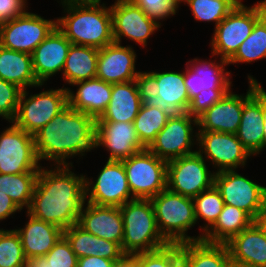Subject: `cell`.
I'll list each match as a JSON object with an SVG mask.
<instances>
[{"label": "cell", "instance_id": "obj_1", "mask_svg": "<svg viewBox=\"0 0 266 267\" xmlns=\"http://www.w3.org/2000/svg\"><path fill=\"white\" fill-rule=\"evenodd\" d=\"M69 165L50 170L41 167L30 208L33 217L52 223L62 230L77 224L85 200V176L77 175Z\"/></svg>", "mask_w": 266, "mask_h": 267}, {"label": "cell", "instance_id": "obj_2", "mask_svg": "<svg viewBox=\"0 0 266 267\" xmlns=\"http://www.w3.org/2000/svg\"><path fill=\"white\" fill-rule=\"evenodd\" d=\"M33 137L39 161L73 166L66 159L96 148V119L68 104Z\"/></svg>", "mask_w": 266, "mask_h": 267}, {"label": "cell", "instance_id": "obj_3", "mask_svg": "<svg viewBox=\"0 0 266 267\" xmlns=\"http://www.w3.org/2000/svg\"><path fill=\"white\" fill-rule=\"evenodd\" d=\"M64 13L57 28L73 45L102 49L114 42L110 6L101 1L61 0Z\"/></svg>", "mask_w": 266, "mask_h": 267}, {"label": "cell", "instance_id": "obj_4", "mask_svg": "<svg viewBox=\"0 0 266 267\" xmlns=\"http://www.w3.org/2000/svg\"><path fill=\"white\" fill-rule=\"evenodd\" d=\"M124 235L121 249L136 254L157 250L169 244L161 235L150 199H133L120 206Z\"/></svg>", "mask_w": 266, "mask_h": 267}, {"label": "cell", "instance_id": "obj_5", "mask_svg": "<svg viewBox=\"0 0 266 267\" xmlns=\"http://www.w3.org/2000/svg\"><path fill=\"white\" fill-rule=\"evenodd\" d=\"M158 229L169 243L202 240V235L188 236V229L195 226L196 216L193 198L173 193L168 189L150 199Z\"/></svg>", "mask_w": 266, "mask_h": 267}, {"label": "cell", "instance_id": "obj_6", "mask_svg": "<svg viewBox=\"0 0 266 267\" xmlns=\"http://www.w3.org/2000/svg\"><path fill=\"white\" fill-rule=\"evenodd\" d=\"M266 14V0L251 7L238 5L214 28L211 40L212 56L229 60L250 36L255 24Z\"/></svg>", "mask_w": 266, "mask_h": 267}, {"label": "cell", "instance_id": "obj_7", "mask_svg": "<svg viewBox=\"0 0 266 267\" xmlns=\"http://www.w3.org/2000/svg\"><path fill=\"white\" fill-rule=\"evenodd\" d=\"M142 102L146 106L158 107L170 116L185 113L190 99L181 72H142Z\"/></svg>", "mask_w": 266, "mask_h": 267}, {"label": "cell", "instance_id": "obj_8", "mask_svg": "<svg viewBox=\"0 0 266 267\" xmlns=\"http://www.w3.org/2000/svg\"><path fill=\"white\" fill-rule=\"evenodd\" d=\"M134 199H151L167 189V161L148 148L122 160Z\"/></svg>", "mask_w": 266, "mask_h": 267}, {"label": "cell", "instance_id": "obj_9", "mask_svg": "<svg viewBox=\"0 0 266 267\" xmlns=\"http://www.w3.org/2000/svg\"><path fill=\"white\" fill-rule=\"evenodd\" d=\"M22 90L16 116L11 123L34 135L68 105L67 88L49 89L38 94ZM28 96V97H27Z\"/></svg>", "mask_w": 266, "mask_h": 267}, {"label": "cell", "instance_id": "obj_10", "mask_svg": "<svg viewBox=\"0 0 266 267\" xmlns=\"http://www.w3.org/2000/svg\"><path fill=\"white\" fill-rule=\"evenodd\" d=\"M205 162L197 151L167 161V189L190 198L210 189L214 185L215 172H211Z\"/></svg>", "mask_w": 266, "mask_h": 267}, {"label": "cell", "instance_id": "obj_11", "mask_svg": "<svg viewBox=\"0 0 266 267\" xmlns=\"http://www.w3.org/2000/svg\"><path fill=\"white\" fill-rule=\"evenodd\" d=\"M57 27V20L44 19L25 12L0 24V45L4 48L32 54L34 49Z\"/></svg>", "mask_w": 266, "mask_h": 267}, {"label": "cell", "instance_id": "obj_12", "mask_svg": "<svg viewBox=\"0 0 266 267\" xmlns=\"http://www.w3.org/2000/svg\"><path fill=\"white\" fill-rule=\"evenodd\" d=\"M34 137L13 123L0 134V173L39 172Z\"/></svg>", "mask_w": 266, "mask_h": 267}, {"label": "cell", "instance_id": "obj_13", "mask_svg": "<svg viewBox=\"0 0 266 267\" xmlns=\"http://www.w3.org/2000/svg\"><path fill=\"white\" fill-rule=\"evenodd\" d=\"M195 126H198V119L187 112L172 115L148 149L166 161L195 153L197 150L192 151L194 137L196 141L198 137L197 132L193 134Z\"/></svg>", "mask_w": 266, "mask_h": 267}, {"label": "cell", "instance_id": "obj_14", "mask_svg": "<svg viewBox=\"0 0 266 267\" xmlns=\"http://www.w3.org/2000/svg\"><path fill=\"white\" fill-rule=\"evenodd\" d=\"M91 180L85 177V200L91 204L120 207L134 199L122 161L107 160L97 179Z\"/></svg>", "mask_w": 266, "mask_h": 267}, {"label": "cell", "instance_id": "obj_15", "mask_svg": "<svg viewBox=\"0 0 266 267\" xmlns=\"http://www.w3.org/2000/svg\"><path fill=\"white\" fill-rule=\"evenodd\" d=\"M214 185L220 191L224 204L244 210L253 219L266 199V186L253 182L236 170L215 172Z\"/></svg>", "mask_w": 266, "mask_h": 267}, {"label": "cell", "instance_id": "obj_16", "mask_svg": "<svg viewBox=\"0 0 266 267\" xmlns=\"http://www.w3.org/2000/svg\"><path fill=\"white\" fill-rule=\"evenodd\" d=\"M198 153L212 161L216 172L236 170L245 166L250 153L243 147L236 134L217 131H197ZM199 143V144H198ZM204 153V156H203ZM209 159V160H208Z\"/></svg>", "mask_w": 266, "mask_h": 267}, {"label": "cell", "instance_id": "obj_17", "mask_svg": "<svg viewBox=\"0 0 266 267\" xmlns=\"http://www.w3.org/2000/svg\"><path fill=\"white\" fill-rule=\"evenodd\" d=\"M249 89L246 95H238L231 90L198 119V131H217L236 134L242 117L244 101L260 86V83L248 75Z\"/></svg>", "mask_w": 266, "mask_h": 267}, {"label": "cell", "instance_id": "obj_18", "mask_svg": "<svg viewBox=\"0 0 266 267\" xmlns=\"http://www.w3.org/2000/svg\"><path fill=\"white\" fill-rule=\"evenodd\" d=\"M114 42L121 44L122 37L143 46L148 38L161 28L132 1H116L110 6Z\"/></svg>", "mask_w": 266, "mask_h": 267}, {"label": "cell", "instance_id": "obj_19", "mask_svg": "<svg viewBox=\"0 0 266 267\" xmlns=\"http://www.w3.org/2000/svg\"><path fill=\"white\" fill-rule=\"evenodd\" d=\"M136 57L130 45L112 42L99 49L96 77L109 84L140 79L142 72L135 71Z\"/></svg>", "mask_w": 266, "mask_h": 267}, {"label": "cell", "instance_id": "obj_20", "mask_svg": "<svg viewBox=\"0 0 266 267\" xmlns=\"http://www.w3.org/2000/svg\"><path fill=\"white\" fill-rule=\"evenodd\" d=\"M110 152L108 160L122 161L145 147L139 141L133 122L96 121V148Z\"/></svg>", "mask_w": 266, "mask_h": 267}, {"label": "cell", "instance_id": "obj_21", "mask_svg": "<svg viewBox=\"0 0 266 267\" xmlns=\"http://www.w3.org/2000/svg\"><path fill=\"white\" fill-rule=\"evenodd\" d=\"M71 42L56 27L40 45L32 56L34 75L40 84H44L50 77L63 70Z\"/></svg>", "mask_w": 266, "mask_h": 267}, {"label": "cell", "instance_id": "obj_22", "mask_svg": "<svg viewBox=\"0 0 266 267\" xmlns=\"http://www.w3.org/2000/svg\"><path fill=\"white\" fill-rule=\"evenodd\" d=\"M228 65L227 60L222 58L218 63L215 60L208 62L198 58L188 61L184 71V84L189 99L204 89H231L230 72L225 70Z\"/></svg>", "mask_w": 266, "mask_h": 267}, {"label": "cell", "instance_id": "obj_23", "mask_svg": "<svg viewBox=\"0 0 266 267\" xmlns=\"http://www.w3.org/2000/svg\"><path fill=\"white\" fill-rule=\"evenodd\" d=\"M85 204L77 224L85 231L121 246L124 225L120 207Z\"/></svg>", "mask_w": 266, "mask_h": 267}, {"label": "cell", "instance_id": "obj_24", "mask_svg": "<svg viewBox=\"0 0 266 267\" xmlns=\"http://www.w3.org/2000/svg\"><path fill=\"white\" fill-rule=\"evenodd\" d=\"M264 89L260 85L243 104L242 117L236 136L254 156L263 150Z\"/></svg>", "mask_w": 266, "mask_h": 267}, {"label": "cell", "instance_id": "obj_25", "mask_svg": "<svg viewBox=\"0 0 266 267\" xmlns=\"http://www.w3.org/2000/svg\"><path fill=\"white\" fill-rule=\"evenodd\" d=\"M234 267H266V233L253 222L227 243Z\"/></svg>", "mask_w": 266, "mask_h": 267}, {"label": "cell", "instance_id": "obj_26", "mask_svg": "<svg viewBox=\"0 0 266 267\" xmlns=\"http://www.w3.org/2000/svg\"><path fill=\"white\" fill-rule=\"evenodd\" d=\"M142 80L112 84L111 100L96 121L134 122L142 105Z\"/></svg>", "mask_w": 266, "mask_h": 267}, {"label": "cell", "instance_id": "obj_27", "mask_svg": "<svg viewBox=\"0 0 266 267\" xmlns=\"http://www.w3.org/2000/svg\"><path fill=\"white\" fill-rule=\"evenodd\" d=\"M77 91H68V104L75 110L98 119L111 100L112 84L95 77L74 83Z\"/></svg>", "mask_w": 266, "mask_h": 267}, {"label": "cell", "instance_id": "obj_28", "mask_svg": "<svg viewBox=\"0 0 266 267\" xmlns=\"http://www.w3.org/2000/svg\"><path fill=\"white\" fill-rule=\"evenodd\" d=\"M29 221L25 227L15 229L20 235L26 258L45 256L63 236V230L55 224L44 222L27 212Z\"/></svg>", "mask_w": 266, "mask_h": 267}, {"label": "cell", "instance_id": "obj_29", "mask_svg": "<svg viewBox=\"0 0 266 267\" xmlns=\"http://www.w3.org/2000/svg\"><path fill=\"white\" fill-rule=\"evenodd\" d=\"M63 235L78 258L96 256L116 261L124 254L118 243L93 235L78 224L63 230Z\"/></svg>", "mask_w": 266, "mask_h": 267}, {"label": "cell", "instance_id": "obj_30", "mask_svg": "<svg viewBox=\"0 0 266 267\" xmlns=\"http://www.w3.org/2000/svg\"><path fill=\"white\" fill-rule=\"evenodd\" d=\"M0 78L22 90L41 87L33 72L31 54L14 51L0 45Z\"/></svg>", "mask_w": 266, "mask_h": 267}, {"label": "cell", "instance_id": "obj_31", "mask_svg": "<svg viewBox=\"0 0 266 267\" xmlns=\"http://www.w3.org/2000/svg\"><path fill=\"white\" fill-rule=\"evenodd\" d=\"M180 253L189 267H234L226 244L203 240L180 243Z\"/></svg>", "mask_w": 266, "mask_h": 267}, {"label": "cell", "instance_id": "obj_32", "mask_svg": "<svg viewBox=\"0 0 266 267\" xmlns=\"http://www.w3.org/2000/svg\"><path fill=\"white\" fill-rule=\"evenodd\" d=\"M254 219L244 210L224 204L214 225L203 235L208 243L226 244L232 237L249 227Z\"/></svg>", "mask_w": 266, "mask_h": 267}, {"label": "cell", "instance_id": "obj_33", "mask_svg": "<svg viewBox=\"0 0 266 267\" xmlns=\"http://www.w3.org/2000/svg\"><path fill=\"white\" fill-rule=\"evenodd\" d=\"M99 49L71 44L62 70L63 80L72 85L96 77Z\"/></svg>", "mask_w": 266, "mask_h": 267}, {"label": "cell", "instance_id": "obj_34", "mask_svg": "<svg viewBox=\"0 0 266 267\" xmlns=\"http://www.w3.org/2000/svg\"><path fill=\"white\" fill-rule=\"evenodd\" d=\"M37 175L38 172L0 173V191L7 194L21 210L24 207L28 210L31 205Z\"/></svg>", "mask_w": 266, "mask_h": 267}, {"label": "cell", "instance_id": "obj_35", "mask_svg": "<svg viewBox=\"0 0 266 267\" xmlns=\"http://www.w3.org/2000/svg\"><path fill=\"white\" fill-rule=\"evenodd\" d=\"M170 115L158 107L146 106L142 103L139 113L134 119V127L141 144L148 148L157 134L166 125Z\"/></svg>", "mask_w": 266, "mask_h": 267}, {"label": "cell", "instance_id": "obj_36", "mask_svg": "<svg viewBox=\"0 0 266 267\" xmlns=\"http://www.w3.org/2000/svg\"><path fill=\"white\" fill-rule=\"evenodd\" d=\"M263 58H266V14L255 24L250 36L227 62L252 63Z\"/></svg>", "mask_w": 266, "mask_h": 267}, {"label": "cell", "instance_id": "obj_37", "mask_svg": "<svg viewBox=\"0 0 266 267\" xmlns=\"http://www.w3.org/2000/svg\"><path fill=\"white\" fill-rule=\"evenodd\" d=\"M196 222L201 218L207 223L200 226L203 235L214 225L224 207L220 191L213 185L193 198Z\"/></svg>", "mask_w": 266, "mask_h": 267}, {"label": "cell", "instance_id": "obj_38", "mask_svg": "<svg viewBox=\"0 0 266 267\" xmlns=\"http://www.w3.org/2000/svg\"><path fill=\"white\" fill-rule=\"evenodd\" d=\"M241 0H182L188 4L194 19L214 22L215 27L238 5Z\"/></svg>", "mask_w": 266, "mask_h": 267}, {"label": "cell", "instance_id": "obj_39", "mask_svg": "<svg viewBox=\"0 0 266 267\" xmlns=\"http://www.w3.org/2000/svg\"><path fill=\"white\" fill-rule=\"evenodd\" d=\"M26 257L18 232L0 229V267H24Z\"/></svg>", "mask_w": 266, "mask_h": 267}, {"label": "cell", "instance_id": "obj_40", "mask_svg": "<svg viewBox=\"0 0 266 267\" xmlns=\"http://www.w3.org/2000/svg\"><path fill=\"white\" fill-rule=\"evenodd\" d=\"M149 19L161 26L162 19L176 14L180 0H132Z\"/></svg>", "mask_w": 266, "mask_h": 267}, {"label": "cell", "instance_id": "obj_41", "mask_svg": "<svg viewBox=\"0 0 266 267\" xmlns=\"http://www.w3.org/2000/svg\"><path fill=\"white\" fill-rule=\"evenodd\" d=\"M180 253V244L169 243L153 251L138 253L139 267H169V263Z\"/></svg>", "mask_w": 266, "mask_h": 267}, {"label": "cell", "instance_id": "obj_42", "mask_svg": "<svg viewBox=\"0 0 266 267\" xmlns=\"http://www.w3.org/2000/svg\"><path fill=\"white\" fill-rule=\"evenodd\" d=\"M22 89L0 78V117L10 123L16 116Z\"/></svg>", "mask_w": 266, "mask_h": 267}, {"label": "cell", "instance_id": "obj_43", "mask_svg": "<svg viewBox=\"0 0 266 267\" xmlns=\"http://www.w3.org/2000/svg\"><path fill=\"white\" fill-rule=\"evenodd\" d=\"M45 257L49 261V267H77L78 257L64 235Z\"/></svg>", "mask_w": 266, "mask_h": 267}, {"label": "cell", "instance_id": "obj_44", "mask_svg": "<svg viewBox=\"0 0 266 267\" xmlns=\"http://www.w3.org/2000/svg\"><path fill=\"white\" fill-rule=\"evenodd\" d=\"M232 89L201 90L191 100L187 110L191 116L198 118L217 101H220Z\"/></svg>", "mask_w": 266, "mask_h": 267}, {"label": "cell", "instance_id": "obj_45", "mask_svg": "<svg viewBox=\"0 0 266 267\" xmlns=\"http://www.w3.org/2000/svg\"><path fill=\"white\" fill-rule=\"evenodd\" d=\"M27 0H0V24L8 22L27 10Z\"/></svg>", "mask_w": 266, "mask_h": 267}, {"label": "cell", "instance_id": "obj_46", "mask_svg": "<svg viewBox=\"0 0 266 267\" xmlns=\"http://www.w3.org/2000/svg\"><path fill=\"white\" fill-rule=\"evenodd\" d=\"M21 209L15 204V202L5 193L0 191V221L9 218L10 215H14Z\"/></svg>", "mask_w": 266, "mask_h": 267}, {"label": "cell", "instance_id": "obj_47", "mask_svg": "<svg viewBox=\"0 0 266 267\" xmlns=\"http://www.w3.org/2000/svg\"><path fill=\"white\" fill-rule=\"evenodd\" d=\"M115 261L96 256L78 258L77 267H113Z\"/></svg>", "mask_w": 266, "mask_h": 267}, {"label": "cell", "instance_id": "obj_48", "mask_svg": "<svg viewBox=\"0 0 266 267\" xmlns=\"http://www.w3.org/2000/svg\"><path fill=\"white\" fill-rule=\"evenodd\" d=\"M113 267H139L138 253H124L119 259L115 261Z\"/></svg>", "mask_w": 266, "mask_h": 267}, {"label": "cell", "instance_id": "obj_49", "mask_svg": "<svg viewBox=\"0 0 266 267\" xmlns=\"http://www.w3.org/2000/svg\"><path fill=\"white\" fill-rule=\"evenodd\" d=\"M24 267H49V261L45 256L26 258Z\"/></svg>", "mask_w": 266, "mask_h": 267}, {"label": "cell", "instance_id": "obj_50", "mask_svg": "<svg viewBox=\"0 0 266 267\" xmlns=\"http://www.w3.org/2000/svg\"><path fill=\"white\" fill-rule=\"evenodd\" d=\"M254 222L264 233H266V199L254 219Z\"/></svg>", "mask_w": 266, "mask_h": 267}, {"label": "cell", "instance_id": "obj_51", "mask_svg": "<svg viewBox=\"0 0 266 267\" xmlns=\"http://www.w3.org/2000/svg\"><path fill=\"white\" fill-rule=\"evenodd\" d=\"M169 267H189L187 259L179 253L170 263Z\"/></svg>", "mask_w": 266, "mask_h": 267}, {"label": "cell", "instance_id": "obj_52", "mask_svg": "<svg viewBox=\"0 0 266 267\" xmlns=\"http://www.w3.org/2000/svg\"><path fill=\"white\" fill-rule=\"evenodd\" d=\"M264 135H263V150L266 148V92L264 90Z\"/></svg>", "mask_w": 266, "mask_h": 267}, {"label": "cell", "instance_id": "obj_53", "mask_svg": "<svg viewBox=\"0 0 266 267\" xmlns=\"http://www.w3.org/2000/svg\"><path fill=\"white\" fill-rule=\"evenodd\" d=\"M116 1H132V0H116Z\"/></svg>", "mask_w": 266, "mask_h": 267}]
</instances>
